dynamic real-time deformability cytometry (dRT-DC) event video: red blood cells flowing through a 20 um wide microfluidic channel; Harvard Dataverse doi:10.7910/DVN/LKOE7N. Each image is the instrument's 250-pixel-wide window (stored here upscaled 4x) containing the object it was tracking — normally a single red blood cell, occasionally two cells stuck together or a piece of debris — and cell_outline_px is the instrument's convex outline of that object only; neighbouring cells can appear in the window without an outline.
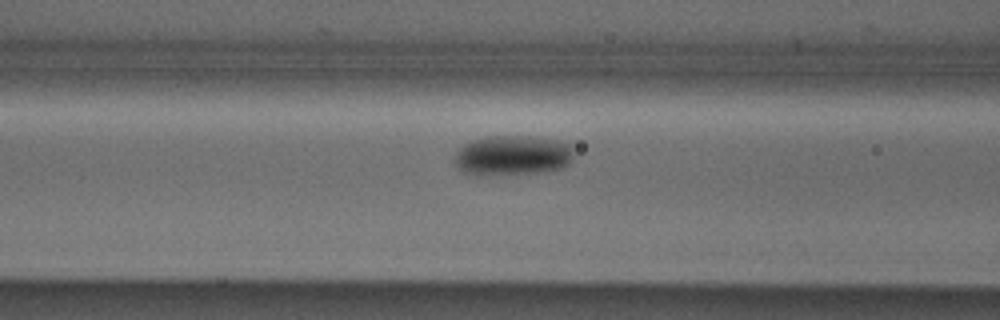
{"species": "Egyptian fruit bat (a non-hibernating species)", "species_latin": "Rousettus aegyptiacus", "temperature_condition": "cold", "stored_images_in_passage": 33, "camera_frame_rate_fps": 3000, "um_per_image_px": 0.085, "animal": {"sex": "male"}, "frame": {"image": 1, "passage_image": 5, "time_ms": 1.333, "image_size_px": [1000, 320], "cell_outline_px": [[572, 160], [568, 164], [560, 168], [536, 172], [464, 172], [452, 160], [456, 152], [464, 144], [472, 140], [488, 136], [536, 136], [560, 140], [572, 144]], "centroid_in_image_um": [43.62, 13.13], "position_along_channel_um": 123.0, "area_um2": 26.99}}
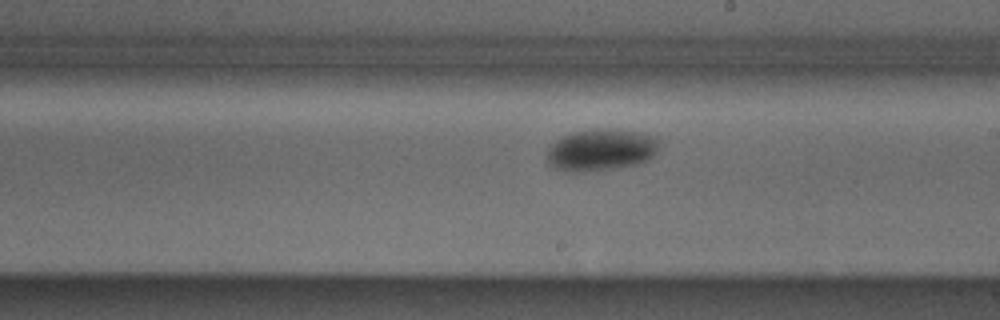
{"frame": {"image": 2, "passage_image": 14, "time_ms": 4.333, "image_size_px": [1000, 320], "cell_outline_px": [[660, 148], [648, 160], [636, 164], [608, 168], [576, 172], [572, 172], [556, 168], [548, 164], [548, 148], [556, 140], [572, 132], [592, 128], [620, 128], [660, 136]], "centroid_in_image_um": [51.15, 12.69], "position_along_channel_um": 237.8, "area_um2": 27.63}}
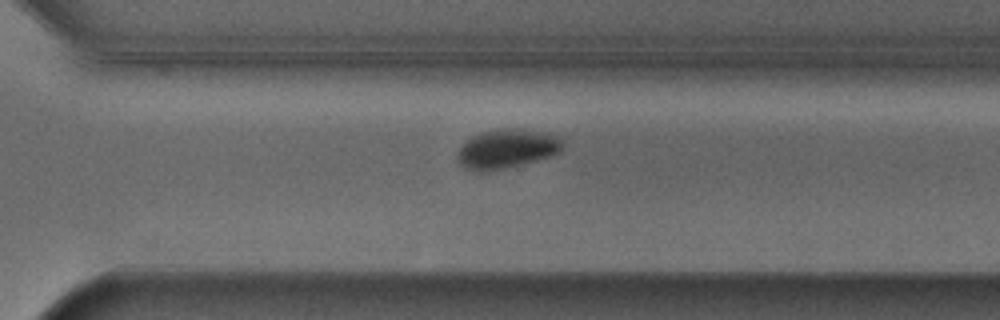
{"frame": {"image": 3, "passage_image": 21, "time_ms": 6.667, "image_size_px": [1000, 320], "cell_outline_px": [[564, 148], [560, 152], [552, 156], [504, 168], [480, 172], [476, 172], [464, 168], [456, 160], [456, 156], [464, 140], [480, 132], [496, 128], [512, 128], [548, 132], [560, 136], [564, 140]], "centroid_in_image_um": [43.09, 12.62], "position_along_channel_um": 327.5, "area_um2": 24.57}}